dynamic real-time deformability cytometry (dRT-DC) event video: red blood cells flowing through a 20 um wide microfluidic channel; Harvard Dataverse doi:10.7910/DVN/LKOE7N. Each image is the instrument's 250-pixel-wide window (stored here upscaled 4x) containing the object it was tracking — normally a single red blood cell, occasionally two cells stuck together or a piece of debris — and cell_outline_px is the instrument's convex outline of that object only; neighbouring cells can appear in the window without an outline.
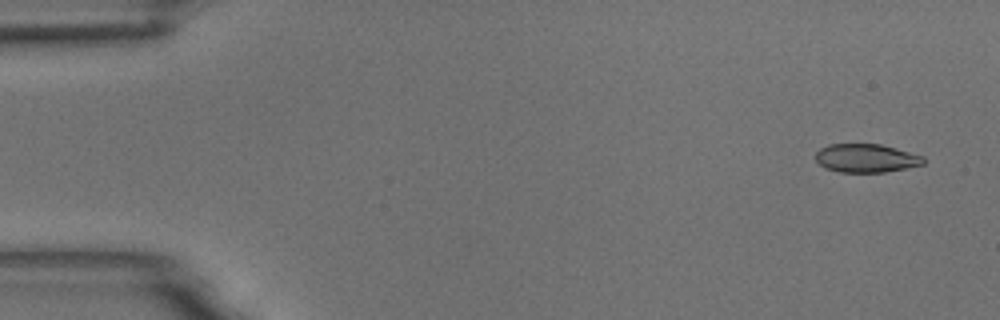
{"species": "common noctule bat (a hibernating species)", "species_latin": "Nyctalus noctula", "temperature_condition": "room temperature", "stored_images_in_passage": 10, "camera_frame_rate_fps": 3000, "um_per_image_px": 0.085, "animal": {"sex": "male", "body_mass_g": 18.8}, "frame": {"image": 1, "passage_image": 1, "time_ms": 0.0, "image_size_px": [1000, 320], "cell_outline_px": [[924, 164], [884, 172], [840, 172], [824, 168], [816, 160], [816, 152], [820, 148], [828, 144], [880, 144], [896, 148], [924, 156]], "centroid_in_image_um": [73.6, 13.44], "position_along_channel_um": 11.4, "area_um2": 17.86}}
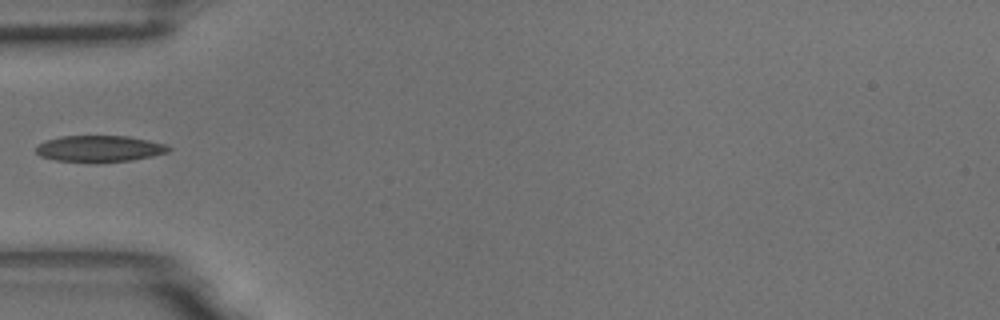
{"frame": {"image": 2, "passage_image": 5, "time_ms": 1.333, "image_size_px": [1000, 320], "cell_outline_px": [[172, 148], [168, 152], [152, 156], [132, 160], [96, 164], [56, 160], [40, 156], [36, 152], [36, 148], [44, 140], [60, 136], [128, 136], [148, 140], [164, 144]], "centroid_in_image_um": [8.44, 12.66], "position_along_channel_um": 76.6, "area_um2": 20.75}}
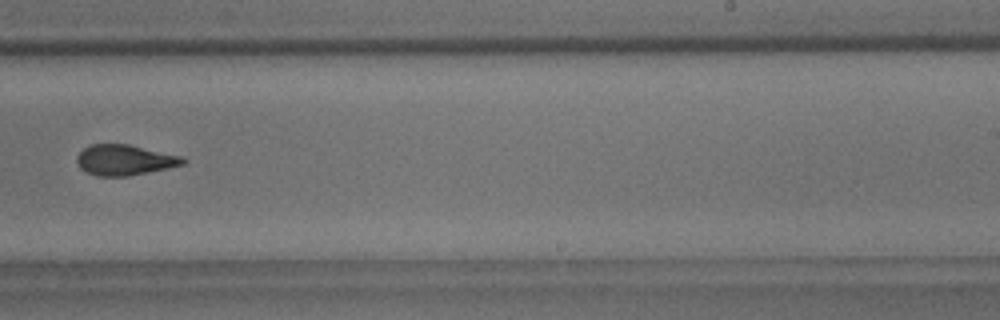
{"frame": {"image": 3, "passage_image": 10, "time_ms": 3.0, "image_size_px": [1000, 320], "cell_outline_px": [[188, 160], [184, 164], [168, 168], [128, 176], [96, 176], [84, 172], [80, 168], [76, 160], [76, 156], [88, 144], [128, 144], [184, 156]], "centroid_in_image_um": [10.6, 13.6], "position_along_channel_um": 278.4, "area_um2": 19.13}}